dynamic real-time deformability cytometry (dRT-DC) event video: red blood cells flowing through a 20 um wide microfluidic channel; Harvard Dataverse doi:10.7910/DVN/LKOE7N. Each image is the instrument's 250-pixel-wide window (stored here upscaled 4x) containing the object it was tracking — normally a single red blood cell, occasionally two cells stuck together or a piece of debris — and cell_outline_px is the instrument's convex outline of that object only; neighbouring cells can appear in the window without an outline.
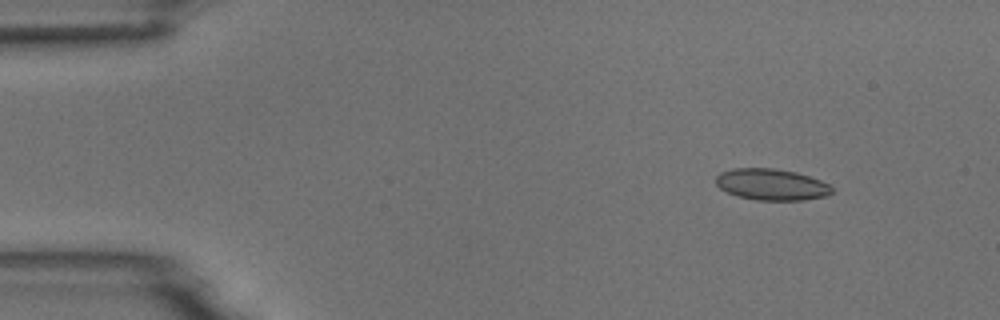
{"species": "common noctule bat (a hibernating species)", "species_latin": "Nyctalus noctula", "temperature_condition": "room temperature", "stored_images_in_passage": 4, "camera_frame_rate_fps": 3000, "um_per_image_px": 0.085, "animal": {"sex": "male", "body_mass_g": 18.8}, "frame": {"image": 1, "passage_image": 2, "time_ms": 1.333, "image_size_px": [1000, 320], "cell_outline_px": [[832, 192], [824, 196], [804, 200], [756, 200], [736, 196], [720, 188], [716, 184], [716, 176], [720, 172], [732, 168], [772, 168], [796, 172], [820, 180], [828, 184], [832, 188]], "centroid_in_image_um": [65.54, 15.68], "position_along_channel_um": 19.5, "area_um2": 21.15}}